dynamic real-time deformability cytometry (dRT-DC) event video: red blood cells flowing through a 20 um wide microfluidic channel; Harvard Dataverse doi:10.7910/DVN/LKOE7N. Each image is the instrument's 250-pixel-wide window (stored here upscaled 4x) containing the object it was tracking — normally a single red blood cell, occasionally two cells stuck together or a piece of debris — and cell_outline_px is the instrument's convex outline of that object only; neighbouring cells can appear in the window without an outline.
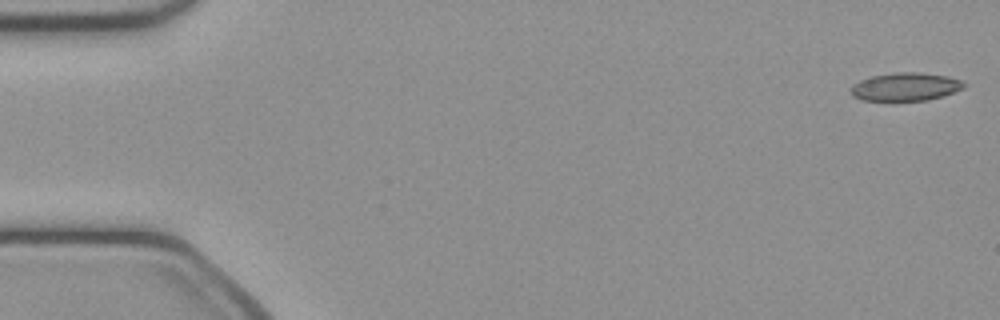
{"species": "common noctule bat (a hibernating species)", "species_latin": "Nyctalus noctula", "temperature_condition": "cold", "stored_images_in_passage": 14, "camera_frame_rate_fps": 3000, "um_per_image_px": 0.085, "animal": {"sex": "female", "body_mass_g": 21.9}, "frame": {"image": 1, "passage_image": 1, "time_ms": 0.0, "image_size_px": [1000, 320], "cell_outline_px": [[968, 84], [964, 88], [944, 96], [928, 100], [892, 104], [860, 100], [852, 96], [852, 84], [860, 80], [872, 76], [896, 72], [916, 72], [948, 76], [960, 80]], "centroid_in_image_um": [76.94, 7.43], "position_along_channel_um": 8.1, "area_um2": 19.54}}
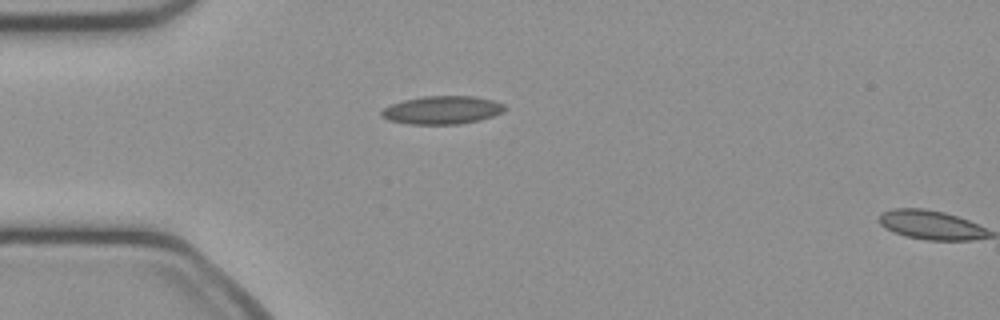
{"frame": {"image": 2, "passage_image": 13, "time_ms": 4.0, "image_size_px": [1000, 320], "cell_outline_px": [[508, 108], [492, 116], [480, 120], [460, 124], [408, 124], [388, 120], [380, 116], [380, 112], [384, 108], [392, 104], [404, 100], [424, 96], [472, 96], [492, 100], [504, 104]], "centroid_in_image_um": [37.57, 9.36], "position_along_channel_um": 47.4, "area_um2": 20.17}}